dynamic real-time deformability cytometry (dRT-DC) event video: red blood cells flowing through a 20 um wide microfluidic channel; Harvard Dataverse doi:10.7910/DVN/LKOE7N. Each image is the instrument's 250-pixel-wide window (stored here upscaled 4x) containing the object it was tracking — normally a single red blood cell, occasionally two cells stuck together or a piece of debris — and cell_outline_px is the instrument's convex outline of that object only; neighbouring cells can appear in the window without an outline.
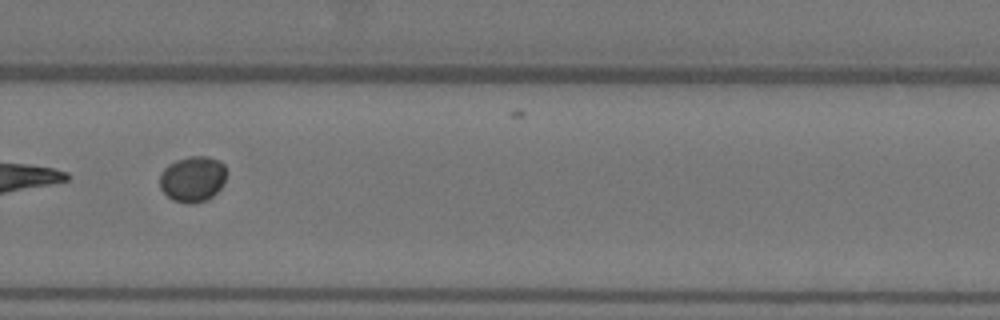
{"species": "Egyptian fruit bat (a non-hibernating species)", "species_latin": "Rousettus aegyptiacus", "temperature_condition": "warm", "stored_images_in_passage": 12, "camera_frame_rate_fps": 3000, "um_per_image_px": 0.085, "animal": {"sex": "female"}, "frame": {"image": 1, "passage_image": 9, "time_ms": 2.667, "image_size_px": [1000, 320], "cell_outline_px": [[224, 184], [208, 200], [196, 204], [188, 204], [172, 200], [160, 188], [160, 176], [164, 168], [168, 164], [176, 160], [188, 156], [208, 156], [220, 160], [224, 164]], "centroid_in_image_um": [16.37, 15.22], "position_along_channel_um": 313.4, "area_um2": 17.92}}
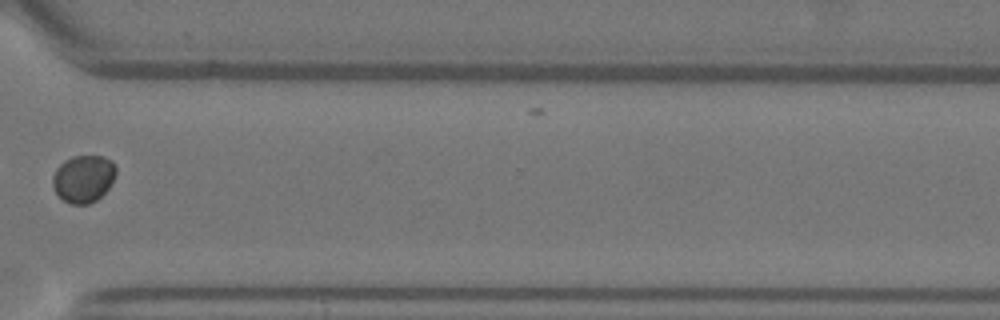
{"frame": {"image": 2, "passage_image": 10, "time_ms": 3.0, "image_size_px": [1000, 320], "cell_outline_px": [[116, 172], [108, 188], [96, 200], [88, 204], [72, 204], [64, 200], [56, 192], [52, 184], [52, 176], [56, 168], [64, 160], [72, 156], [104, 156], [112, 160], [116, 164]], "centroid_in_image_um": [7.09, 15.16], "position_along_channel_um": 363.5, "area_um2": 17.46}}